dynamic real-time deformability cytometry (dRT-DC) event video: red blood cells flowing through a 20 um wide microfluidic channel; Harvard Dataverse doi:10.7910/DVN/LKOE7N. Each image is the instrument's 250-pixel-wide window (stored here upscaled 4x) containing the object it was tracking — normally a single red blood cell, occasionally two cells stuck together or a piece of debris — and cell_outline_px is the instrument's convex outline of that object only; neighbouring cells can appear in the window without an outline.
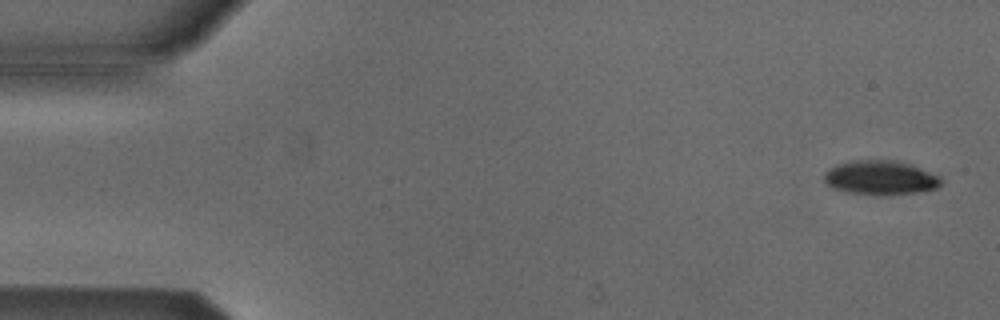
{"species": "Egyptian fruit bat (a non-hibernating species)", "species_latin": "Rousettus aegyptiacus", "temperature_condition": "cold", "stored_images_in_passage": 4, "camera_frame_rate_fps": 3000, "um_per_image_px": 0.085, "animal": {"sex": "male"}, "frame": {"image": 1, "passage_image": 1, "time_ms": 0.0, "image_size_px": [1000, 320], "cell_outline_px": [[940, 184], [936, 188], [916, 192], [888, 196], [876, 196], [844, 192], [832, 188], [824, 184], [824, 172], [828, 168], [836, 164], [852, 160], [892, 160], [912, 164], [940, 176]], "centroid_in_image_um": [74.77, 15.12], "position_along_channel_um": 10.2, "area_um2": 23.87}}